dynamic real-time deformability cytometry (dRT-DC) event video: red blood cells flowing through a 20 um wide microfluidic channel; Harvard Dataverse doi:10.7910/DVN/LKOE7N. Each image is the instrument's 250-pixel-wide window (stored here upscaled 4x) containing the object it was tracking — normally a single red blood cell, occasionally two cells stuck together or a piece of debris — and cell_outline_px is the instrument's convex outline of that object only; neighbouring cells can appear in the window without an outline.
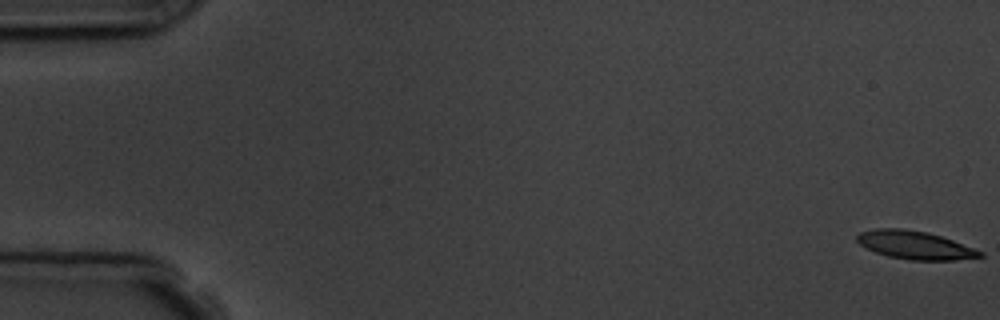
{"species": "common noctule bat (a hibernating species)", "species_latin": "Nyctalus noctula", "temperature_condition": "room temperature", "stored_images_in_passage": 5, "camera_frame_rate_fps": 3000, "um_per_image_px": 0.085, "animal": {"sex": "male", "body_mass_g": 19.5, "forearm_length_mm": 54.6}, "frame": {"image": 1, "passage_image": 1, "time_ms": 0.0, "image_size_px": [1000, 320], "cell_outline_px": [[984, 256], [956, 260], [912, 260], [888, 256], [876, 252], [860, 244], [856, 240], [856, 236], [860, 232], [876, 228], [900, 228], [928, 232], [952, 240], [984, 252]], "centroid_in_image_um": [77.77, 20.83], "position_along_channel_um": 7.2, "area_um2": 20.06}}
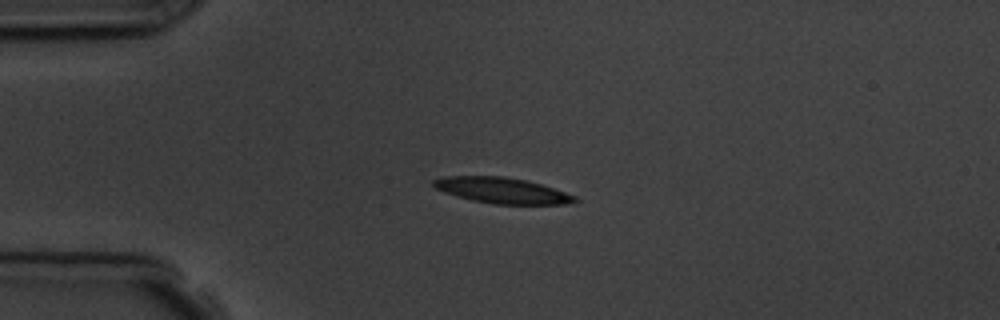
{"frame": {"image": 2, "passage_image": 4, "time_ms": 4.333, "image_size_px": [1000, 320], "cell_outline_px": [[580, 200], [568, 204], [492, 204], [472, 200], [444, 192], [436, 188], [432, 184], [432, 180], [444, 176], [504, 176], [528, 180], [576, 196]], "centroid_in_image_um": [42.67, 16.18], "position_along_channel_um": 42.3, "area_um2": 21.21}}